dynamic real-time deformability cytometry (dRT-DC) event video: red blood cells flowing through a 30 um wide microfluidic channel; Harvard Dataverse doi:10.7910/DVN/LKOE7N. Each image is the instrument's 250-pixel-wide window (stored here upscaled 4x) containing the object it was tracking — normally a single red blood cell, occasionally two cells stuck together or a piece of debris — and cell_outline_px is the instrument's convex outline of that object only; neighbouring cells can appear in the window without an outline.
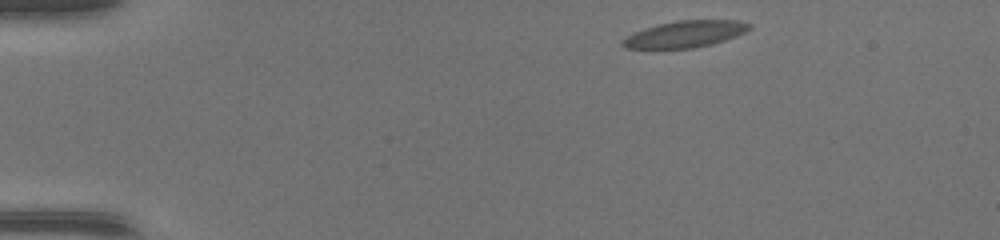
{"species": "common noctule bat (a hibernating species)", "species_latin": "Nyctalus noctula", "temperature_condition": "warm", "stored_images_in_passage": 42, "camera_frame_rate_fps": 3000, "um_per_image_px": 0.085, "animal": {"sex": "female", "body_mass_g": 17.0, "forearm_length_mm": 48.0}, "frame": {"image": 1, "passage_image": 1, "time_ms": 0.0, "image_size_px": [1000, 240], "cell_outline_px": [[752, 28], [736, 36], [712, 44], [692, 48], [624, 48], [620, 44], [632, 32], [644, 28], [676, 20], [736, 20], [752, 24]], "centroid_in_image_um": [58.25, 2.89], "position_along_channel_um": 26.8, "area_um2": 19.54}}
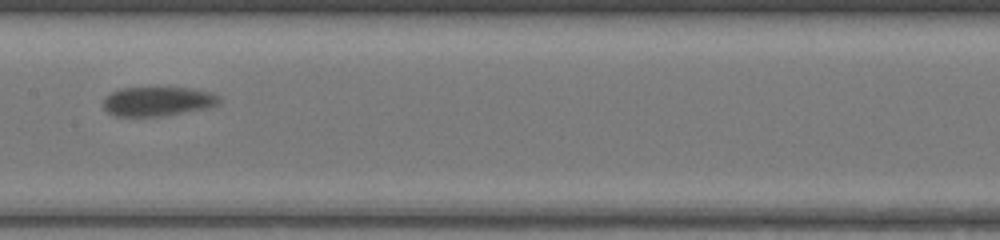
{"frame": {"image": 2, "passage_image": 19, "time_ms": 6.0, "image_size_px": [1000, 240], "cell_outline_px": [[220, 104], [208, 108], [160, 116], [112, 116], [104, 108], [104, 96], [120, 88], [192, 88], [212, 92], [220, 96]], "centroid_in_image_um": [13.42, 8.61], "position_along_channel_um": 194.0, "area_um2": 19.88}}
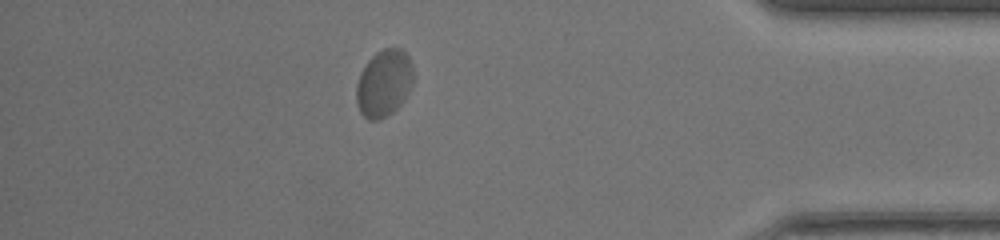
{"frame": {"image": 3, "passage_image": 36, "time_ms": 11.667, "image_size_px": [1000, 240], "cell_outline_px": [[412, 84], [404, 100], [392, 112], [376, 120], [368, 120], [360, 112], [356, 104], [356, 84], [360, 72], [368, 60], [376, 52], [384, 48], [400, 48], [408, 56], [412, 64]], "centroid_in_image_um": [32.61, 7.06], "position_along_channel_um": 402.6, "area_um2": 22.2}}